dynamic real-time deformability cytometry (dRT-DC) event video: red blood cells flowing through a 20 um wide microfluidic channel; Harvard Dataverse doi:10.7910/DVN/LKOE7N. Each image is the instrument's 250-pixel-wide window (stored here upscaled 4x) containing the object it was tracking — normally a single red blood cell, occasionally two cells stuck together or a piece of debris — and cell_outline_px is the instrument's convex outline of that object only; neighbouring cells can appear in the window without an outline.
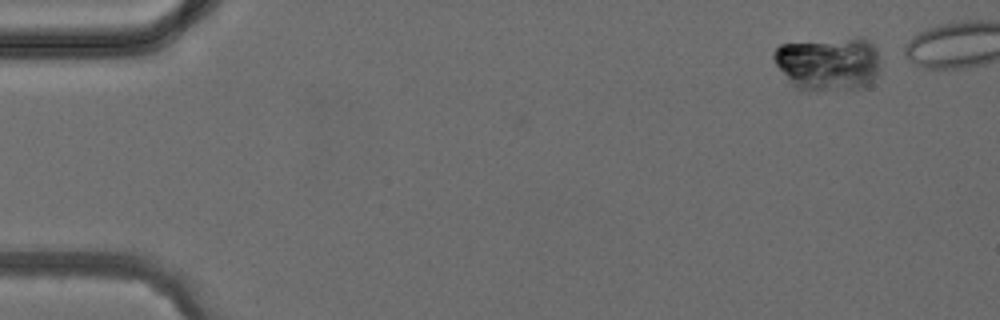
{"species": "common noctule bat (a hibernating species)", "species_latin": "Nyctalus noctula", "temperature_condition": "cold", "stored_images_in_passage": 2, "camera_frame_rate_fps": 3000, "um_per_image_px": 0.085, "animal": {"sex": "female", "body_mass_g": 24.6, "forearm_length_mm": 56.2}, "frame": {"image": 1, "passage_image": 2, "time_ms": 1.333, "image_size_px": [1000, 320], "cell_outline_px": [[880, 72], [872, 84], [864, 88], [796, 88], [788, 80], [776, 64], [772, 56], [772, 52], [780, 44], [856, 36], [864, 36], [876, 48], [880, 56]], "centroid_in_image_um": [70.49, 5.35], "position_along_channel_um": 14.5, "area_um2": 33.58}}